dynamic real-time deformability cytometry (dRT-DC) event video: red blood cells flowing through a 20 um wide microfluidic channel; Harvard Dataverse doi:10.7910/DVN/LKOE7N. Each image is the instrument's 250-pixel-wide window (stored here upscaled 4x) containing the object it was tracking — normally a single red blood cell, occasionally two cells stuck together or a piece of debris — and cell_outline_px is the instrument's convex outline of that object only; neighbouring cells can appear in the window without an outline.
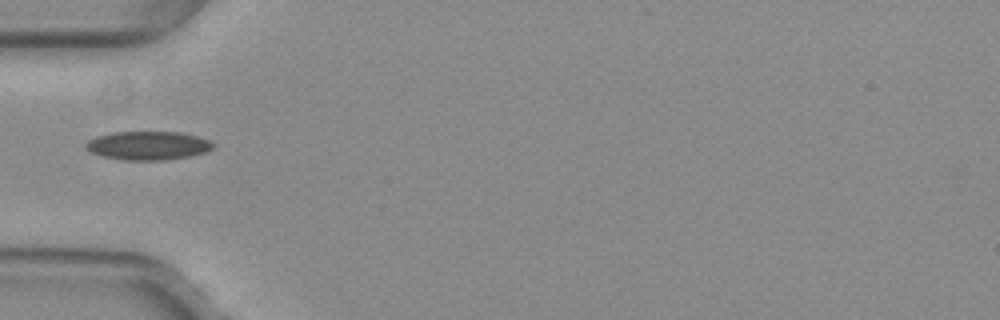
{"species": "common noctule bat (a hibernating species)", "species_latin": "Nyctalus noctula", "temperature_condition": "warm", "stored_images_in_passage": 35, "camera_frame_rate_fps": 3000, "um_per_image_px": 0.085, "animal": {"sex": "female", "body_mass_g": 29.2, "forearm_length_mm": 56.3}, "frame": {"image": 1, "passage_image": 1, "time_ms": 0.0, "image_size_px": [1000, 320], "cell_outline_px": [[216, 144], [212, 148], [204, 152], [188, 156], [164, 160], [124, 160], [104, 156], [92, 152], [84, 148], [84, 144], [88, 140], [96, 136], [112, 132], [180, 132], [196, 136], [208, 140]], "centroid_in_image_um": [12.55, 12.36], "position_along_channel_um": 72.5, "area_um2": 21.1}}
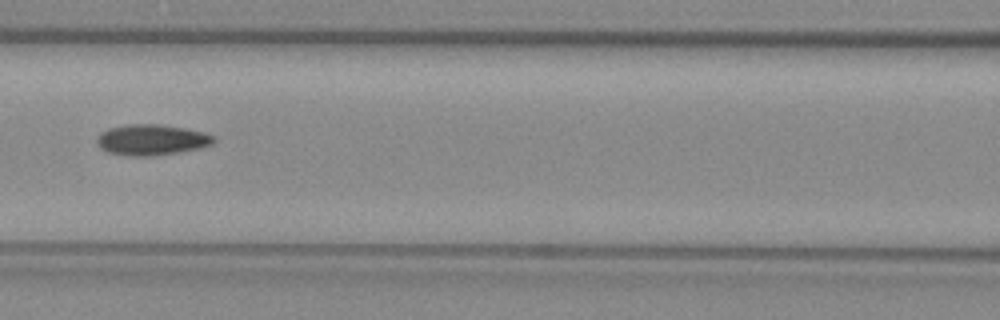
{"frame": {"image": 2, "passage_image": 7, "time_ms": 2.0, "image_size_px": [1000, 320], "cell_outline_px": [[216, 140], [212, 144], [200, 148], [152, 156], [128, 156], [108, 152], [100, 148], [96, 140], [96, 136], [100, 132], [108, 128], [128, 124], [156, 124], [184, 128], [204, 132], [216, 136]], "centroid_in_image_um": [12.87, 11.88], "position_along_channel_um": 153.7, "area_um2": 21.04}}
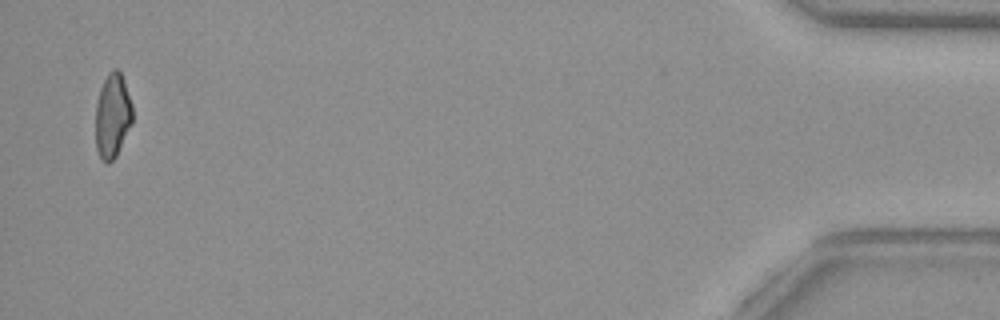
{"frame": {"image": 3, "passage_image": 34, "time_ms": 11.0, "image_size_px": [1000, 320], "cell_outline_px": [[132, 124], [116, 156], [108, 164], [100, 160], [96, 148], [96, 104], [100, 88], [108, 72], [112, 68], [116, 68], [120, 72], [124, 80], [132, 104]], "centroid_in_image_um": [9.56, 9.84], "position_along_channel_um": 425.6, "area_um2": 18.32}, "authors_computed_cell_mechanics": {"area_um2": 19.7098, "velocity_mm_per_s": 4.0276, "shape_relaxation_time_tau1_ms": null, "shape_relaxation_time_tau2_ms": 4.4671, "deformation_change_tau1": null, "deformation_change_tau2": 0.1}}